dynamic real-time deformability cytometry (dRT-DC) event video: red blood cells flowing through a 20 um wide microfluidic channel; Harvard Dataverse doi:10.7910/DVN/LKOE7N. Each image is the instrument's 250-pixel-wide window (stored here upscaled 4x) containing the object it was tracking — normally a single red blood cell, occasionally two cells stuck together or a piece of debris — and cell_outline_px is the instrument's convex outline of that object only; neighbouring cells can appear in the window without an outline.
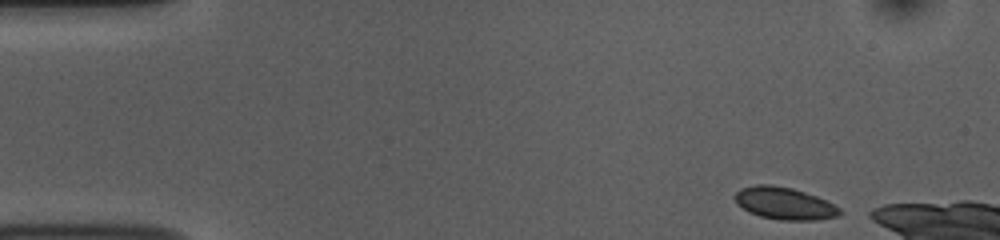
{"species": "common noctule bat (a hibernating species)", "species_latin": "Nyctalus noctula", "temperature_condition": "room temperature", "stored_images_in_passage": 11, "camera_frame_rate_fps": 3000, "um_per_image_px": 0.085, "animal": {"sex": "female", "body_mass_g": 10.0, "forearm_length_mm": 53.1}, "frame": {"image": 1, "passage_image": 1, "time_ms": 0.0, "image_size_px": [1000, 240], "cell_outline_px": [[844, 212], [836, 216], [816, 220], [780, 220], [760, 216], [748, 212], [736, 204], [736, 192], [740, 188], [756, 184], [772, 184], [792, 188], [816, 196], [840, 208]], "centroid_in_image_um": [66.65, 17.28], "position_along_channel_um": 18.4, "area_um2": 19.65}}